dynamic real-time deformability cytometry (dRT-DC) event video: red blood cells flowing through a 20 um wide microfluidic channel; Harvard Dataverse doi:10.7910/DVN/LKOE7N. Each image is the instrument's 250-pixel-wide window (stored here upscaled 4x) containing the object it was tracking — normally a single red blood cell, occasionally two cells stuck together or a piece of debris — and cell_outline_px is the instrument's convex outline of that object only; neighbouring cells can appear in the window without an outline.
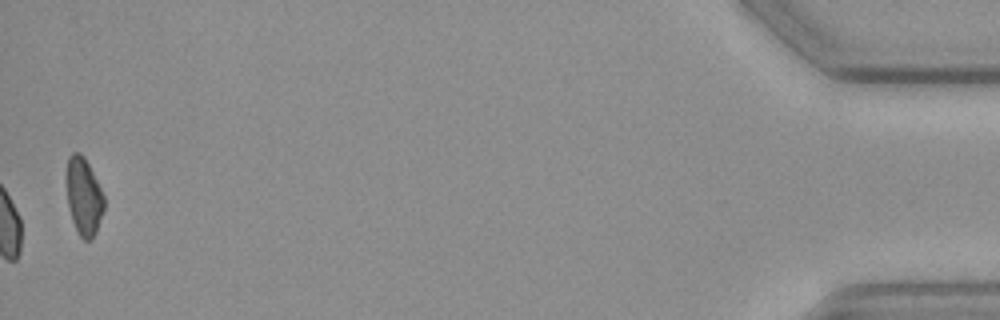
{"species": "common noctule bat (a hibernating species)", "species_latin": "Nyctalus noctula", "temperature_condition": "cold", "stored_images_in_passage": 42, "camera_frame_rate_fps": 3000, "um_per_image_px": 0.085, "animal": {"sex": "female", "body_mass_g": 19.3, "forearm_length_mm": 54.1}, "frame": {"image": 1, "passage_image": 42, "time_ms": 13.667, "image_size_px": [1000, 320], "cell_outline_px": [[104, 208], [96, 232], [92, 240], [84, 240], [80, 236], [72, 220], [68, 204], [68, 156], [72, 152], [80, 152], [84, 156], [104, 196]], "centroid_in_image_um": [7.14, 16.72], "position_along_channel_um": 428.1, "area_um2": 16.47}}